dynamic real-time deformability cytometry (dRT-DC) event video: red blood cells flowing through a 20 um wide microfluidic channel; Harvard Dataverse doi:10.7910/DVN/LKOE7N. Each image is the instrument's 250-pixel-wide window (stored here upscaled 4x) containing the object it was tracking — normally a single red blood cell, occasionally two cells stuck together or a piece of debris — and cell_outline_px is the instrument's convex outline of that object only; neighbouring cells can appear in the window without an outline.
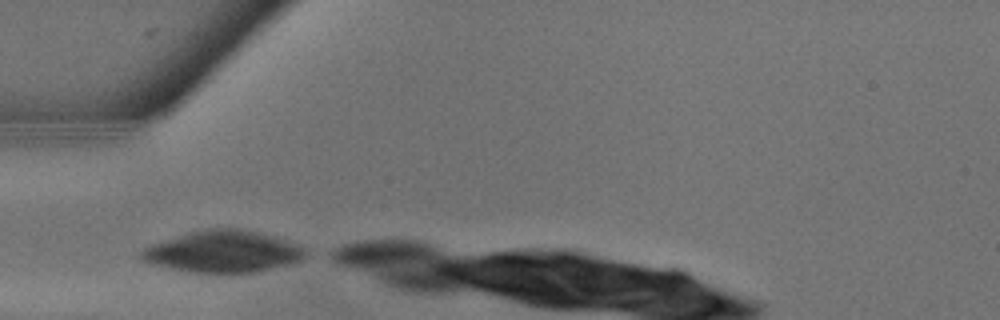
{"species": "common noctule bat (a hibernating species)", "species_latin": "Nyctalus noctula", "temperature_condition": "warm", "stored_images_in_passage": 3, "camera_frame_rate_fps": 3000, "um_per_image_px": 0.085, "animal": {"sex": "male", "body_mass_g": 13.3}, "frame": {"image": 1, "passage_image": 1, "time_ms": 0.0, "image_size_px": [1000, 320], "cell_outline_px": [[308, 252], [300, 260], [292, 264], [256, 272], [192, 272], [152, 264], [136, 256], [144, 248], [152, 244], [188, 232], [208, 228], [240, 228], [260, 232], [296, 244], [304, 248]], "centroid_in_image_um": [18.96, 21.37], "position_along_channel_um": 66.0, "area_um2": 39.71}}